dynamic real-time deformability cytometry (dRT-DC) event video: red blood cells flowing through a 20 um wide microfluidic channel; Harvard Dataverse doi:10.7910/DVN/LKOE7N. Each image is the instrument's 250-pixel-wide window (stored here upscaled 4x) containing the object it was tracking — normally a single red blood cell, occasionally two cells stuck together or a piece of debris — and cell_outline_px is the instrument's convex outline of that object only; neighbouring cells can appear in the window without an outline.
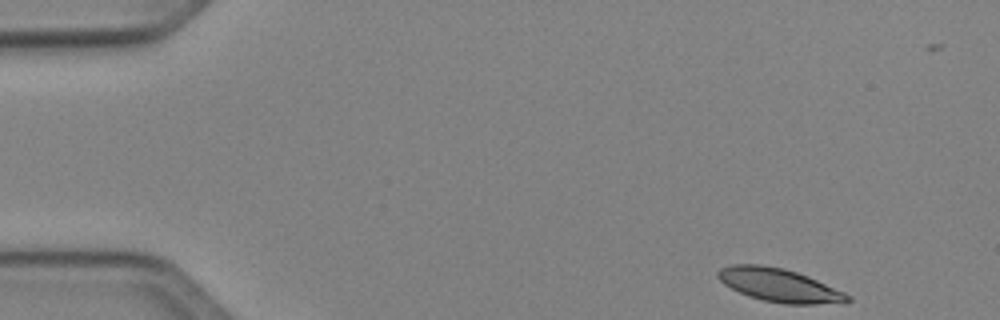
{"species": "Egyptian fruit bat (a non-hibernating species)", "species_latin": "Rousettus aegyptiacus", "temperature_condition": "cold", "stored_images_in_passage": 47, "camera_frame_rate_fps": 3000, "um_per_image_px": 0.085, "animal": {"sex": "female"}, "frame": {"image": 1, "passage_image": 1, "time_ms": 0.0, "image_size_px": [1000, 320], "cell_outline_px": [[852, 300], [844, 304], [784, 304], [764, 300], [748, 296], [724, 284], [716, 276], [716, 272], [720, 268], [732, 264], [760, 264], [784, 268], [808, 276], [844, 292]], "centroid_in_image_um": [66.24, 24.24], "position_along_channel_um": 18.8, "area_um2": 25.26}}
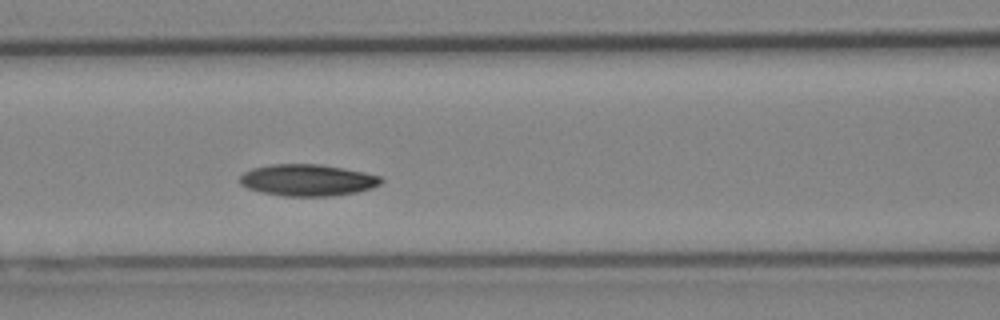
{"frame": {"image": 2, "passage_image": 18, "time_ms": 5.667, "image_size_px": [1000, 320], "cell_outline_px": [[384, 180], [380, 184], [372, 188], [356, 192], [332, 196], [284, 196], [260, 192], [248, 188], [240, 184], [240, 176], [244, 172], [252, 168], [272, 164], [320, 164], [344, 168], [364, 172], [380, 176]], "centroid_in_image_um": [26.14, 15.31], "position_along_channel_um": 140.5, "area_um2": 26.13}}
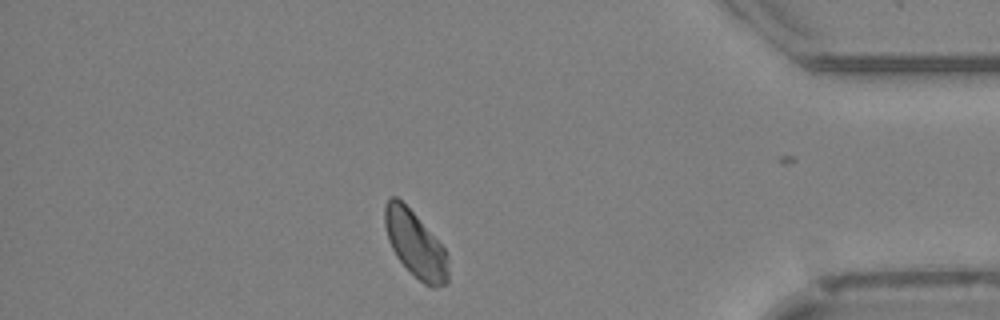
{"frame": {"image": 3, "passage_image": 40, "time_ms": 13.0, "image_size_px": [1000, 320], "cell_outline_px": [[448, 284], [432, 288], [424, 284], [396, 256], [388, 240], [384, 224], [384, 204], [392, 196], [396, 196], [416, 216], [444, 248], [448, 256]], "centroid_in_image_um": [35.3, 20.78], "position_along_channel_um": 399.9, "area_um2": 24.04}, "authors_computed_cell_mechanics": {"area_um2": 25.0852, "velocity_mm_per_s": 3.994, "shape_relaxation_time_tau1_ms": 5.915, "shape_relaxation_time_tau2_ms": null, "deformation_change_tau1": 0.1015, "deformation_change_tau2": null}}